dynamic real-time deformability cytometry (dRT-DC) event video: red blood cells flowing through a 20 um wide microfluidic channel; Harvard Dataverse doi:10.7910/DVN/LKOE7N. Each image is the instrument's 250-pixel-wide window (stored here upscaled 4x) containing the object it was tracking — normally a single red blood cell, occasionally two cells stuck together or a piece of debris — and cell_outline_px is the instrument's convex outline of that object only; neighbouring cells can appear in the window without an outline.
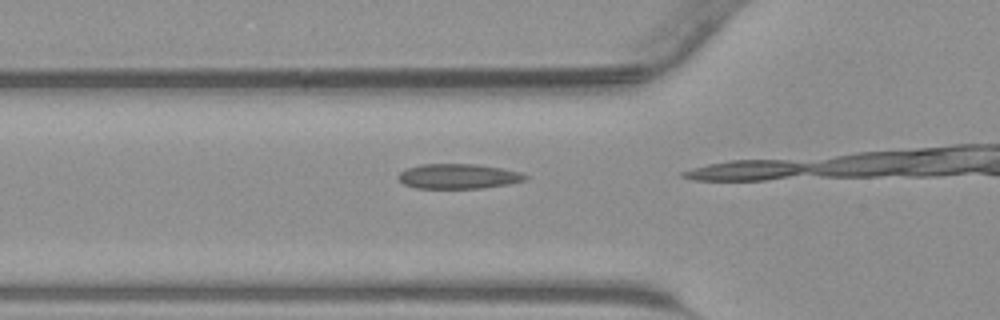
{"species": "common noctule bat (a hibernating species)", "species_latin": "Nyctalus noctula", "temperature_condition": "warm", "stored_images_in_passage": 11, "camera_frame_rate_fps": 3000, "um_per_image_px": 0.085, "animal": {"sex": "male", "body_mass_g": 23.1, "forearm_length_mm": 52.7}, "frame": {"image": 1, "passage_image": 10, "time_ms": 3.0, "image_size_px": [1000, 320], "cell_outline_px": [[528, 180], [508, 184], [484, 188], [416, 188], [404, 184], [396, 176], [400, 172], [408, 168], [424, 164], [476, 164], [500, 168], [520, 172], [528, 176]], "centroid_in_image_um": [38.98, 14.99], "position_along_channel_um": 86.8, "area_um2": 18.38}}